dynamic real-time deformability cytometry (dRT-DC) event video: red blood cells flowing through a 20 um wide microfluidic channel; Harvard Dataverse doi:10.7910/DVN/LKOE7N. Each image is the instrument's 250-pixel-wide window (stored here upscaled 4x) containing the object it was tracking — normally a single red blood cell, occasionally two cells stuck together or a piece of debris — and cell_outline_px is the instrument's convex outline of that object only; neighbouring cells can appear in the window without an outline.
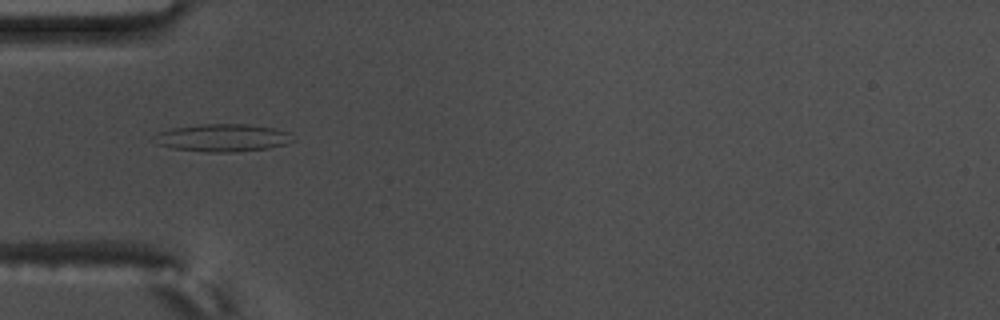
{"species": "common noctule bat (a hibernating species)", "species_latin": "Nyctalus noctula", "temperature_condition": "warm", "stored_images_in_passage": 56, "camera_frame_rate_fps": 3000, "um_per_image_px": 0.085, "animal": {"sex": "male", "body_mass_g": 17.5, "forearm_length_mm": 52.3}, "frame": {"image": 1, "passage_image": 18, "time_ms": 5.667, "image_size_px": [1000, 320], "cell_outline_px": [[296, 140], [284, 144], [268, 148], [232, 152], [204, 152], [172, 148], [156, 144], [156, 132], [172, 128], [200, 124], [248, 124], [272, 128], [288, 132]], "centroid_in_image_um": [18.91, 11.71], "position_along_channel_um": 66.1, "area_um2": 22.25}}
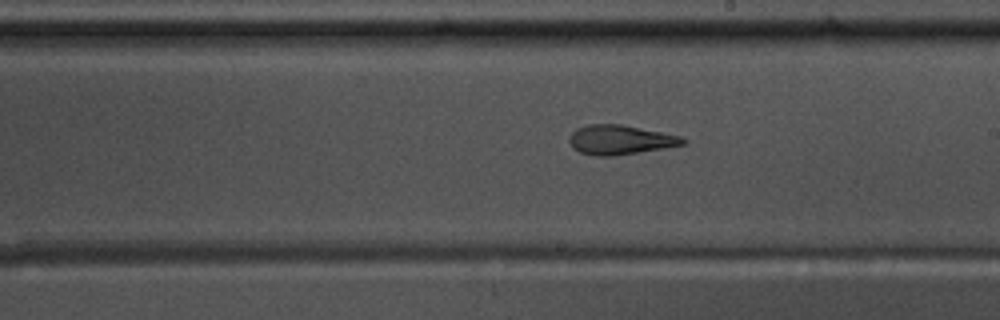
{"frame": {"image": 2, "passage_image": 32, "time_ms": 10.333, "image_size_px": [1000, 320], "cell_outline_px": [[688, 144], [664, 148], [612, 156], [592, 156], [580, 152], [572, 148], [568, 140], [568, 136], [576, 128], [588, 124], [620, 124], [680, 136], [688, 140]], "centroid_in_image_um": [52.68, 11.89], "position_along_channel_um": 236.3, "area_um2": 19.59}}
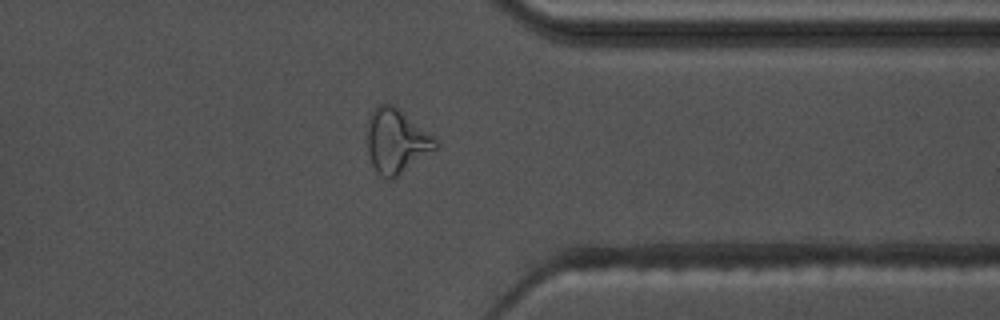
{"frame": {"image": 3, "passage_image": 44, "time_ms": 14.333, "image_size_px": [1000, 320], "cell_outline_px": [[440, 144], [436, 148], [392, 180], [388, 180], [380, 176], [376, 172], [372, 164], [368, 152], [368, 116], [380, 104], [392, 104], [436, 136]], "centroid_in_image_um": [33.71, 12.0], "position_along_channel_um": 377.7, "area_um2": 25.55}, "authors_computed_cell_mechanics": {"area_um2": 21.386, "velocity_mm_per_s": 3.6628, "shape_relaxation_time_tau1_ms": null, "shape_relaxation_time_tau2_ms": 2.5695, "deformation_change_tau1": null, "deformation_change_tau2": 0.1242}}